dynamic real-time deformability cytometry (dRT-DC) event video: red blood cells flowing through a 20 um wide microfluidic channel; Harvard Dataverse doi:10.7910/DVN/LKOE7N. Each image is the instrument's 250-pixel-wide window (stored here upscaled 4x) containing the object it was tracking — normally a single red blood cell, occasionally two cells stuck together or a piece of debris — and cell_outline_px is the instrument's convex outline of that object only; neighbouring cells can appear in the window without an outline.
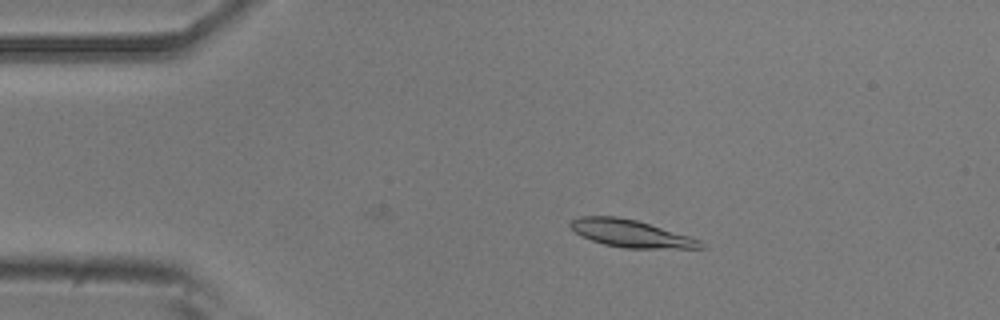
{"species": "common noctule bat (a hibernating species)", "species_latin": "Nyctalus noctula", "temperature_condition": "room temperature", "stored_images_in_passage": 47, "camera_frame_rate_fps": 3000, "um_per_image_px": 0.085, "animal": {"sex": "male", "body_mass_g": 20.5, "forearm_length_mm": 52.5}, "frame": {"image": 1, "passage_image": 5, "time_ms": 1.333, "image_size_px": [1000, 320], "cell_outline_px": [[704, 248], [624, 248], [604, 244], [592, 240], [576, 232], [568, 224], [572, 220], [580, 216], [616, 216], [636, 220], [688, 236], [700, 240], [704, 244]], "centroid_in_image_um": [53.61, 19.84], "position_along_channel_um": 31.4, "area_um2": 20.35}}
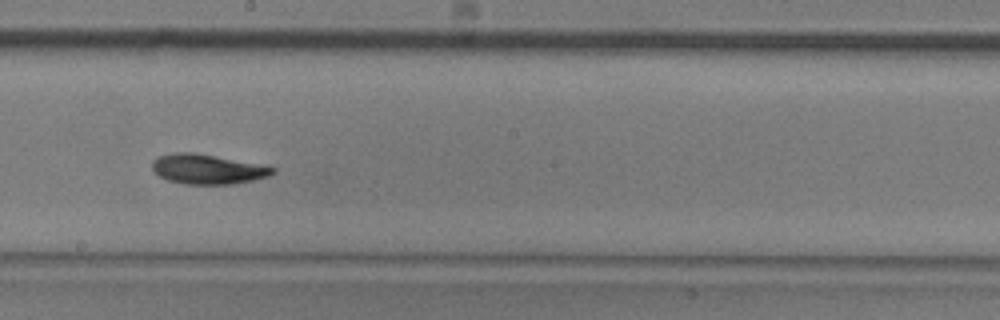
{"frame": {"image": 2, "passage_image": 24, "time_ms": 7.667, "image_size_px": [1000, 320], "cell_outline_px": [[276, 172], [268, 176], [252, 180], [232, 184], [184, 184], [168, 180], [152, 172], [152, 160], [156, 156], [176, 152], [192, 152], [276, 168]], "centroid_in_image_um": [17.55, 14.38], "position_along_channel_um": 230.6, "area_um2": 20.63}}
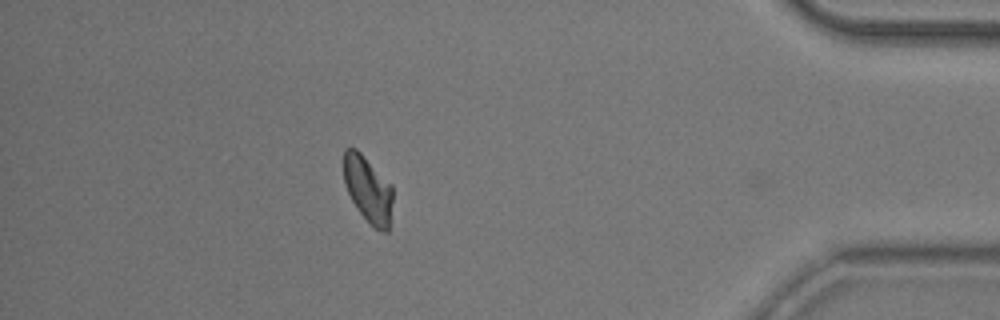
{"frame": {"image": 3, "passage_image": 41, "time_ms": 13.333, "image_size_px": [1000, 320], "cell_outline_px": [[392, 200], [388, 232], [380, 232], [356, 208], [344, 184], [344, 148], [356, 148], [392, 184]], "centroid_in_image_um": [31.28, 16.07], "position_along_channel_um": 403.9, "area_um2": 18.79}, "authors_computed_cell_mechanics": {"area_um2": 20.1722, "velocity_mm_per_s": 3.8718, "shape_relaxation_time_tau1_ms": 4.0183, "shape_relaxation_time_tau2_ms": 7.7068, "deformation_change_tau1": 0.1229, "deformation_change_tau2": 0.102}}